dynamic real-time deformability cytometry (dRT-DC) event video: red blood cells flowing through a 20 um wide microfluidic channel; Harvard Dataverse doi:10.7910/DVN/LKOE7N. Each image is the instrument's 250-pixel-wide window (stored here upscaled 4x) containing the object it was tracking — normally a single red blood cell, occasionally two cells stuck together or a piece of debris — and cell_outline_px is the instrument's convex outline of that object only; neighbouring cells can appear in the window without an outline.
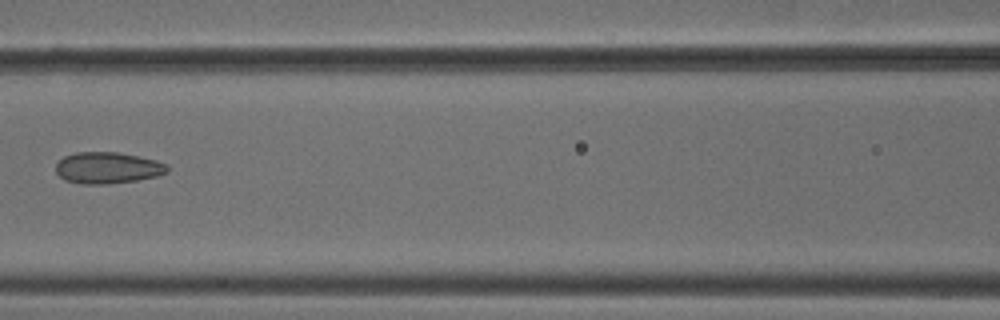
{"species": "common noctule bat (a hibernating species)", "species_latin": "Nyctalus noctula", "temperature_condition": "cold", "stored_images_in_passage": 7, "camera_frame_rate_fps": 3000, "um_per_image_px": 0.085, "animal": {"sex": "male", "body_mass_g": 18.8}, "frame": {"image": 1, "passage_image": 6, "time_ms": 1.667, "image_size_px": [1000, 320], "cell_outline_px": [[168, 172], [156, 176], [136, 180], [108, 184], [80, 184], [64, 180], [56, 172], [56, 164], [64, 156], [76, 152], [116, 152], [156, 160], [168, 164]], "centroid_in_image_um": [9.13, 14.27], "position_along_channel_um": 157.5, "area_um2": 20.4}}
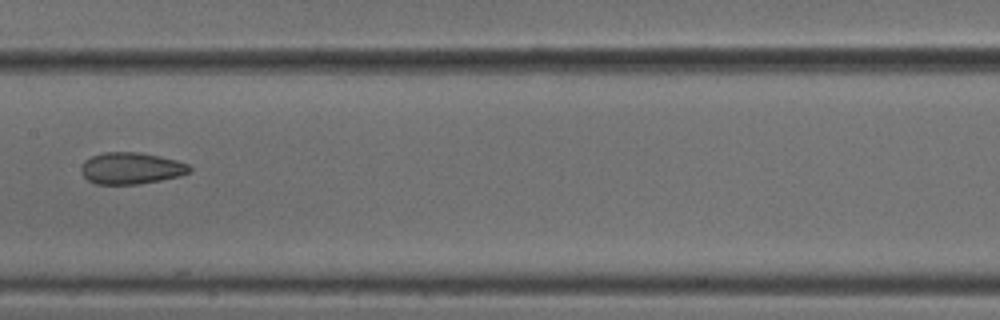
{"frame": {"image": 2, "passage_image": 7, "time_ms": 2.0, "image_size_px": [1000, 320], "cell_outline_px": [[192, 172], [180, 176], [140, 184], [96, 184], [88, 180], [84, 176], [80, 168], [84, 160], [92, 156], [104, 152], [140, 152], [160, 156], [176, 160], [188, 164], [192, 168]], "centroid_in_image_um": [11.16, 14.3], "position_along_channel_um": 196.2, "area_um2": 20.11}}